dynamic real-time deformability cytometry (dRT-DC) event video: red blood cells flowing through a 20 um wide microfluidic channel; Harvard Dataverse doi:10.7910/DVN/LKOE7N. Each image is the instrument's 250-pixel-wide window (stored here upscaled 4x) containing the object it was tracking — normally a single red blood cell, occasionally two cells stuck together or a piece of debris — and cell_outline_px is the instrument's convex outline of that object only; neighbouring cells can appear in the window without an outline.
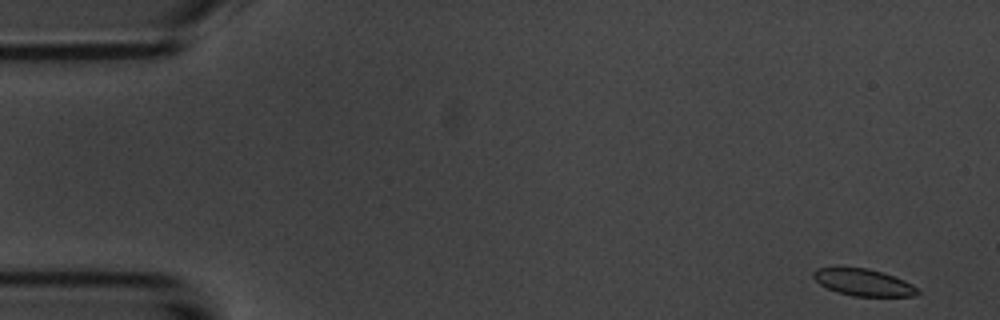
{"species": "common noctule bat (a hibernating species)", "species_latin": "Nyctalus noctula", "temperature_condition": "room temperature", "stored_images_in_passage": 53, "camera_frame_rate_fps": 3000, "um_per_image_px": 0.085, "animal": {"sex": "male", "body_mass_g": 20.1, "forearm_length_mm": 53.5}, "frame": {"image": 1, "passage_image": 1, "time_ms": 0.0, "image_size_px": [1000, 320], "cell_outline_px": [[920, 292], [916, 296], [852, 296], [836, 292], [820, 284], [812, 276], [812, 272], [816, 268], [868, 268], [904, 280], [912, 284]], "centroid_in_image_um": [73.38, 24.01], "position_along_channel_um": 11.6, "area_um2": 16.13}}
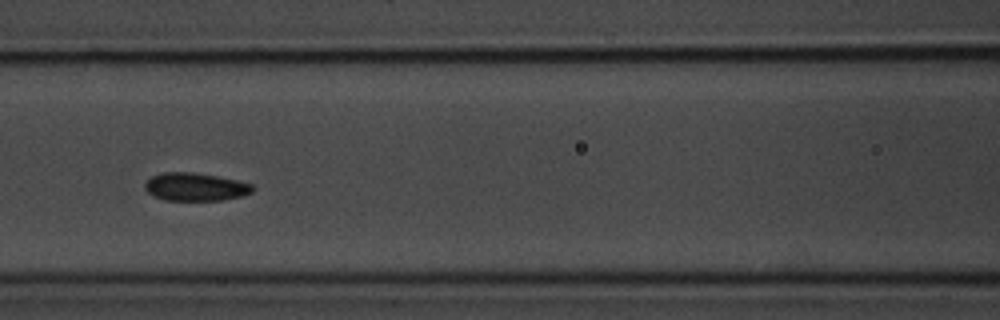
{"frame": {"image": 2, "passage_image": 22, "time_ms": 7.0, "image_size_px": [1000, 320], "cell_outline_px": [[256, 188], [252, 192], [244, 196], [224, 200], [164, 200], [152, 196], [144, 188], [144, 184], [152, 176], [164, 172], [192, 172], [216, 176], [236, 180], [252, 184]], "centroid_in_image_um": [16.62, 15.89], "position_along_channel_um": 150.0, "area_um2": 17.69}}
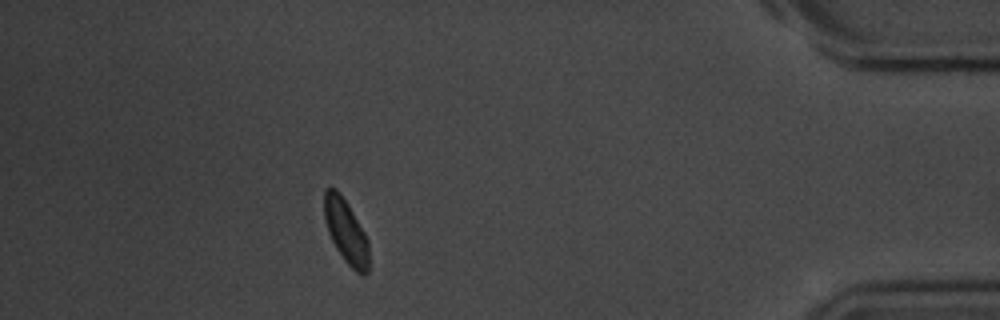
{"frame": {"image": 3, "passage_image": 47, "time_ms": 15.333, "image_size_px": [1000, 320], "cell_outline_px": [[368, 272], [364, 276], [360, 276], [344, 260], [336, 248], [328, 232], [324, 216], [324, 188], [336, 188], [340, 192], [348, 204], [364, 232], [368, 240]], "centroid_in_image_um": [29.4, 19.66], "position_along_channel_um": 405.8, "area_um2": 16.65}, "authors_computed_cell_mechanics": {"area_um2": 17.2244, "velocity_mm_per_s": 3.6775, "shape_relaxation_time_tau1_ms": 1.9491, "shape_relaxation_time_tau2_ms": 2.8581, "deformation_change_tau1": 0.0533, "deformation_change_tau2": 0.0695}}